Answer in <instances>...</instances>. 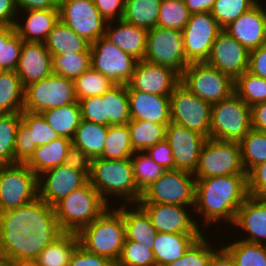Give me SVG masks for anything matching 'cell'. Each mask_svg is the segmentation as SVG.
Instances as JSON below:
<instances>
[{"mask_svg": "<svg viewBox=\"0 0 266 266\" xmlns=\"http://www.w3.org/2000/svg\"><path fill=\"white\" fill-rule=\"evenodd\" d=\"M203 234L197 239L179 259L168 263L165 266H207L211 255L219 248H213L207 237ZM208 240V241H207Z\"/></svg>", "mask_w": 266, "mask_h": 266, "instance_id": "obj_51", "label": "cell"}, {"mask_svg": "<svg viewBox=\"0 0 266 266\" xmlns=\"http://www.w3.org/2000/svg\"><path fill=\"white\" fill-rule=\"evenodd\" d=\"M251 129V107L235 92L212 105L210 139L239 142Z\"/></svg>", "mask_w": 266, "mask_h": 266, "instance_id": "obj_6", "label": "cell"}, {"mask_svg": "<svg viewBox=\"0 0 266 266\" xmlns=\"http://www.w3.org/2000/svg\"><path fill=\"white\" fill-rule=\"evenodd\" d=\"M144 60L167 66L182 75L190 64L184 53L182 31L160 26L149 29Z\"/></svg>", "mask_w": 266, "mask_h": 266, "instance_id": "obj_13", "label": "cell"}, {"mask_svg": "<svg viewBox=\"0 0 266 266\" xmlns=\"http://www.w3.org/2000/svg\"><path fill=\"white\" fill-rule=\"evenodd\" d=\"M195 183L193 173L178 169L166 170L142 192L138 204H175L194 208Z\"/></svg>", "mask_w": 266, "mask_h": 266, "instance_id": "obj_7", "label": "cell"}, {"mask_svg": "<svg viewBox=\"0 0 266 266\" xmlns=\"http://www.w3.org/2000/svg\"><path fill=\"white\" fill-rule=\"evenodd\" d=\"M207 266H236L230 254L222 247L218 248L208 260Z\"/></svg>", "mask_w": 266, "mask_h": 266, "instance_id": "obj_64", "label": "cell"}, {"mask_svg": "<svg viewBox=\"0 0 266 266\" xmlns=\"http://www.w3.org/2000/svg\"><path fill=\"white\" fill-rule=\"evenodd\" d=\"M61 234H36L29 232L28 238L18 232H0V254L8 264H32L43 251Z\"/></svg>", "mask_w": 266, "mask_h": 266, "instance_id": "obj_18", "label": "cell"}, {"mask_svg": "<svg viewBox=\"0 0 266 266\" xmlns=\"http://www.w3.org/2000/svg\"><path fill=\"white\" fill-rule=\"evenodd\" d=\"M101 96L105 100V126L124 125L131 120L127 85H114Z\"/></svg>", "mask_w": 266, "mask_h": 266, "instance_id": "obj_37", "label": "cell"}, {"mask_svg": "<svg viewBox=\"0 0 266 266\" xmlns=\"http://www.w3.org/2000/svg\"><path fill=\"white\" fill-rule=\"evenodd\" d=\"M71 145V139L58 137L46 145L37 147L25 165L39 176L49 169L63 165Z\"/></svg>", "mask_w": 266, "mask_h": 266, "instance_id": "obj_32", "label": "cell"}, {"mask_svg": "<svg viewBox=\"0 0 266 266\" xmlns=\"http://www.w3.org/2000/svg\"><path fill=\"white\" fill-rule=\"evenodd\" d=\"M8 265H9L8 262L3 257H1L0 258V266H8Z\"/></svg>", "mask_w": 266, "mask_h": 266, "instance_id": "obj_67", "label": "cell"}, {"mask_svg": "<svg viewBox=\"0 0 266 266\" xmlns=\"http://www.w3.org/2000/svg\"><path fill=\"white\" fill-rule=\"evenodd\" d=\"M76 102L74 81L52 74L25 86L23 110L41 113Z\"/></svg>", "mask_w": 266, "mask_h": 266, "instance_id": "obj_9", "label": "cell"}, {"mask_svg": "<svg viewBox=\"0 0 266 266\" xmlns=\"http://www.w3.org/2000/svg\"><path fill=\"white\" fill-rule=\"evenodd\" d=\"M49 126L59 135L72 139L79 126L82 116L79 103L44 110L40 113Z\"/></svg>", "mask_w": 266, "mask_h": 266, "instance_id": "obj_36", "label": "cell"}, {"mask_svg": "<svg viewBox=\"0 0 266 266\" xmlns=\"http://www.w3.org/2000/svg\"><path fill=\"white\" fill-rule=\"evenodd\" d=\"M130 160L135 183L141 192L146 190L166 171L144 151L134 152Z\"/></svg>", "mask_w": 266, "mask_h": 266, "instance_id": "obj_45", "label": "cell"}, {"mask_svg": "<svg viewBox=\"0 0 266 266\" xmlns=\"http://www.w3.org/2000/svg\"><path fill=\"white\" fill-rule=\"evenodd\" d=\"M249 51L266 44V9L260 1L224 28Z\"/></svg>", "mask_w": 266, "mask_h": 266, "instance_id": "obj_24", "label": "cell"}, {"mask_svg": "<svg viewBox=\"0 0 266 266\" xmlns=\"http://www.w3.org/2000/svg\"><path fill=\"white\" fill-rule=\"evenodd\" d=\"M234 92L250 107L266 102V79L245 71L235 80Z\"/></svg>", "mask_w": 266, "mask_h": 266, "instance_id": "obj_47", "label": "cell"}, {"mask_svg": "<svg viewBox=\"0 0 266 266\" xmlns=\"http://www.w3.org/2000/svg\"><path fill=\"white\" fill-rule=\"evenodd\" d=\"M79 244L77 233L63 232L47 245L32 263L33 266H68L71 255Z\"/></svg>", "mask_w": 266, "mask_h": 266, "instance_id": "obj_34", "label": "cell"}, {"mask_svg": "<svg viewBox=\"0 0 266 266\" xmlns=\"http://www.w3.org/2000/svg\"><path fill=\"white\" fill-rule=\"evenodd\" d=\"M226 175H247L239 143L206 139L200 151L195 179Z\"/></svg>", "mask_w": 266, "mask_h": 266, "instance_id": "obj_8", "label": "cell"}, {"mask_svg": "<svg viewBox=\"0 0 266 266\" xmlns=\"http://www.w3.org/2000/svg\"><path fill=\"white\" fill-rule=\"evenodd\" d=\"M38 197V176L25 164L0 166V212L23 206Z\"/></svg>", "mask_w": 266, "mask_h": 266, "instance_id": "obj_11", "label": "cell"}, {"mask_svg": "<svg viewBox=\"0 0 266 266\" xmlns=\"http://www.w3.org/2000/svg\"><path fill=\"white\" fill-rule=\"evenodd\" d=\"M53 74L74 80L91 68V53L51 55Z\"/></svg>", "mask_w": 266, "mask_h": 266, "instance_id": "obj_46", "label": "cell"}, {"mask_svg": "<svg viewBox=\"0 0 266 266\" xmlns=\"http://www.w3.org/2000/svg\"><path fill=\"white\" fill-rule=\"evenodd\" d=\"M68 266H114L109 259L87 251L80 244L71 255Z\"/></svg>", "mask_w": 266, "mask_h": 266, "instance_id": "obj_56", "label": "cell"}, {"mask_svg": "<svg viewBox=\"0 0 266 266\" xmlns=\"http://www.w3.org/2000/svg\"><path fill=\"white\" fill-rule=\"evenodd\" d=\"M130 116L133 120H147L168 125L171 122L169 96H160L131 89L127 85Z\"/></svg>", "mask_w": 266, "mask_h": 266, "instance_id": "obj_27", "label": "cell"}, {"mask_svg": "<svg viewBox=\"0 0 266 266\" xmlns=\"http://www.w3.org/2000/svg\"><path fill=\"white\" fill-rule=\"evenodd\" d=\"M107 204L88 180L54 205L56 218L63 232L78 233L105 210Z\"/></svg>", "mask_w": 266, "mask_h": 266, "instance_id": "obj_4", "label": "cell"}, {"mask_svg": "<svg viewBox=\"0 0 266 266\" xmlns=\"http://www.w3.org/2000/svg\"><path fill=\"white\" fill-rule=\"evenodd\" d=\"M171 122L210 138L212 105L201 99L182 83L169 96Z\"/></svg>", "mask_w": 266, "mask_h": 266, "instance_id": "obj_12", "label": "cell"}, {"mask_svg": "<svg viewBox=\"0 0 266 266\" xmlns=\"http://www.w3.org/2000/svg\"><path fill=\"white\" fill-rule=\"evenodd\" d=\"M222 28L210 12L193 13L182 30L184 53L190 63L208 59L212 44Z\"/></svg>", "mask_w": 266, "mask_h": 266, "instance_id": "obj_16", "label": "cell"}, {"mask_svg": "<svg viewBox=\"0 0 266 266\" xmlns=\"http://www.w3.org/2000/svg\"><path fill=\"white\" fill-rule=\"evenodd\" d=\"M216 0H185V5L191 14L211 12Z\"/></svg>", "mask_w": 266, "mask_h": 266, "instance_id": "obj_65", "label": "cell"}, {"mask_svg": "<svg viewBox=\"0 0 266 266\" xmlns=\"http://www.w3.org/2000/svg\"><path fill=\"white\" fill-rule=\"evenodd\" d=\"M58 8L60 21L88 42L105 36L108 22L93 0H59Z\"/></svg>", "mask_w": 266, "mask_h": 266, "instance_id": "obj_15", "label": "cell"}, {"mask_svg": "<svg viewBox=\"0 0 266 266\" xmlns=\"http://www.w3.org/2000/svg\"><path fill=\"white\" fill-rule=\"evenodd\" d=\"M67 167L83 172L88 178L91 174L92 159L81 149L71 145L65 158Z\"/></svg>", "mask_w": 266, "mask_h": 266, "instance_id": "obj_58", "label": "cell"}, {"mask_svg": "<svg viewBox=\"0 0 266 266\" xmlns=\"http://www.w3.org/2000/svg\"><path fill=\"white\" fill-rule=\"evenodd\" d=\"M24 91L16 71L0 72V114L23 111Z\"/></svg>", "mask_w": 266, "mask_h": 266, "instance_id": "obj_40", "label": "cell"}, {"mask_svg": "<svg viewBox=\"0 0 266 266\" xmlns=\"http://www.w3.org/2000/svg\"><path fill=\"white\" fill-rule=\"evenodd\" d=\"M25 21L15 22V31L23 41L44 42L57 24L59 9L25 10ZM24 24V26H23Z\"/></svg>", "mask_w": 266, "mask_h": 266, "instance_id": "obj_30", "label": "cell"}, {"mask_svg": "<svg viewBox=\"0 0 266 266\" xmlns=\"http://www.w3.org/2000/svg\"><path fill=\"white\" fill-rule=\"evenodd\" d=\"M8 266H30V264H28V265H11V264H9Z\"/></svg>", "mask_w": 266, "mask_h": 266, "instance_id": "obj_68", "label": "cell"}, {"mask_svg": "<svg viewBox=\"0 0 266 266\" xmlns=\"http://www.w3.org/2000/svg\"><path fill=\"white\" fill-rule=\"evenodd\" d=\"M89 181L108 204V197L122 198L125 204H138L142 192L137 188L130 158L123 160L92 159ZM112 195V196H111Z\"/></svg>", "mask_w": 266, "mask_h": 266, "instance_id": "obj_2", "label": "cell"}, {"mask_svg": "<svg viewBox=\"0 0 266 266\" xmlns=\"http://www.w3.org/2000/svg\"><path fill=\"white\" fill-rule=\"evenodd\" d=\"M180 83L181 75L172 68L141 60L127 85L133 90L170 96Z\"/></svg>", "mask_w": 266, "mask_h": 266, "instance_id": "obj_20", "label": "cell"}, {"mask_svg": "<svg viewBox=\"0 0 266 266\" xmlns=\"http://www.w3.org/2000/svg\"><path fill=\"white\" fill-rule=\"evenodd\" d=\"M248 196L247 175L196 179L195 205L191 212H197L200 217L202 215V227L205 228L212 222L229 221L234 224L238 209Z\"/></svg>", "mask_w": 266, "mask_h": 266, "instance_id": "obj_1", "label": "cell"}, {"mask_svg": "<svg viewBox=\"0 0 266 266\" xmlns=\"http://www.w3.org/2000/svg\"><path fill=\"white\" fill-rule=\"evenodd\" d=\"M108 126L97 124L87 120H81L73 138L72 145L81 148L91 159L102 155Z\"/></svg>", "mask_w": 266, "mask_h": 266, "instance_id": "obj_35", "label": "cell"}, {"mask_svg": "<svg viewBox=\"0 0 266 266\" xmlns=\"http://www.w3.org/2000/svg\"><path fill=\"white\" fill-rule=\"evenodd\" d=\"M139 205L149 215L157 232L203 234L200 228L202 224L198 223L196 218H192L190 212H187L191 206L158 203Z\"/></svg>", "mask_w": 266, "mask_h": 266, "instance_id": "obj_21", "label": "cell"}, {"mask_svg": "<svg viewBox=\"0 0 266 266\" xmlns=\"http://www.w3.org/2000/svg\"><path fill=\"white\" fill-rule=\"evenodd\" d=\"M21 112L0 114V166L14 164L15 139Z\"/></svg>", "mask_w": 266, "mask_h": 266, "instance_id": "obj_44", "label": "cell"}, {"mask_svg": "<svg viewBox=\"0 0 266 266\" xmlns=\"http://www.w3.org/2000/svg\"><path fill=\"white\" fill-rule=\"evenodd\" d=\"M166 141L173 153L175 169L194 174L206 138L195 131L170 122L166 128Z\"/></svg>", "mask_w": 266, "mask_h": 266, "instance_id": "obj_22", "label": "cell"}, {"mask_svg": "<svg viewBox=\"0 0 266 266\" xmlns=\"http://www.w3.org/2000/svg\"><path fill=\"white\" fill-rule=\"evenodd\" d=\"M28 238L36 234H62L54 206L48 205L39 196L15 209L0 212V232H18Z\"/></svg>", "mask_w": 266, "mask_h": 266, "instance_id": "obj_5", "label": "cell"}, {"mask_svg": "<svg viewBox=\"0 0 266 266\" xmlns=\"http://www.w3.org/2000/svg\"><path fill=\"white\" fill-rule=\"evenodd\" d=\"M15 71L24 87L52 75V56L44 42L23 41Z\"/></svg>", "mask_w": 266, "mask_h": 266, "instance_id": "obj_25", "label": "cell"}, {"mask_svg": "<svg viewBox=\"0 0 266 266\" xmlns=\"http://www.w3.org/2000/svg\"><path fill=\"white\" fill-rule=\"evenodd\" d=\"M236 266H266V246L241 239L222 246Z\"/></svg>", "mask_w": 266, "mask_h": 266, "instance_id": "obj_43", "label": "cell"}, {"mask_svg": "<svg viewBox=\"0 0 266 266\" xmlns=\"http://www.w3.org/2000/svg\"><path fill=\"white\" fill-rule=\"evenodd\" d=\"M125 204L116 208L122 215L125 224L126 239L143 245H149L151 249L157 235V230L153 227L151 218L146 211L139 205ZM128 206V209H127ZM134 207V209H133Z\"/></svg>", "mask_w": 266, "mask_h": 266, "instance_id": "obj_29", "label": "cell"}, {"mask_svg": "<svg viewBox=\"0 0 266 266\" xmlns=\"http://www.w3.org/2000/svg\"><path fill=\"white\" fill-rule=\"evenodd\" d=\"M127 126L130 131L131 145L135 152L145 151L147 148L166 140L167 125L131 119Z\"/></svg>", "mask_w": 266, "mask_h": 266, "instance_id": "obj_38", "label": "cell"}, {"mask_svg": "<svg viewBox=\"0 0 266 266\" xmlns=\"http://www.w3.org/2000/svg\"><path fill=\"white\" fill-rule=\"evenodd\" d=\"M117 264L121 266H156V261L149 245L125 240Z\"/></svg>", "mask_w": 266, "mask_h": 266, "instance_id": "obj_52", "label": "cell"}, {"mask_svg": "<svg viewBox=\"0 0 266 266\" xmlns=\"http://www.w3.org/2000/svg\"><path fill=\"white\" fill-rule=\"evenodd\" d=\"M144 152L165 170L175 169L173 153L166 140L147 148Z\"/></svg>", "mask_w": 266, "mask_h": 266, "instance_id": "obj_57", "label": "cell"}, {"mask_svg": "<svg viewBox=\"0 0 266 266\" xmlns=\"http://www.w3.org/2000/svg\"><path fill=\"white\" fill-rule=\"evenodd\" d=\"M91 67L115 85H127L138 62L130 54L116 47L105 36L90 45Z\"/></svg>", "mask_w": 266, "mask_h": 266, "instance_id": "obj_14", "label": "cell"}, {"mask_svg": "<svg viewBox=\"0 0 266 266\" xmlns=\"http://www.w3.org/2000/svg\"><path fill=\"white\" fill-rule=\"evenodd\" d=\"M202 235L157 232L152 248L156 266H165L182 257Z\"/></svg>", "mask_w": 266, "mask_h": 266, "instance_id": "obj_31", "label": "cell"}, {"mask_svg": "<svg viewBox=\"0 0 266 266\" xmlns=\"http://www.w3.org/2000/svg\"><path fill=\"white\" fill-rule=\"evenodd\" d=\"M190 15L184 1L162 0L157 26L182 31Z\"/></svg>", "mask_w": 266, "mask_h": 266, "instance_id": "obj_49", "label": "cell"}, {"mask_svg": "<svg viewBox=\"0 0 266 266\" xmlns=\"http://www.w3.org/2000/svg\"><path fill=\"white\" fill-rule=\"evenodd\" d=\"M181 83L211 105L229 98L235 81L219 70L202 63H190L181 75Z\"/></svg>", "mask_w": 266, "mask_h": 266, "instance_id": "obj_10", "label": "cell"}, {"mask_svg": "<svg viewBox=\"0 0 266 266\" xmlns=\"http://www.w3.org/2000/svg\"><path fill=\"white\" fill-rule=\"evenodd\" d=\"M22 46L23 40L16 31L7 40H0V67L3 71L16 70Z\"/></svg>", "mask_w": 266, "mask_h": 266, "instance_id": "obj_53", "label": "cell"}, {"mask_svg": "<svg viewBox=\"0 0 266 266\" xmlns=\"http://www.w3.org/2000/svg\"><path fill=\"white\" fill-rule=\"evenodd\" d=\"M14 32V26L0 25V40H7Z\"/></svg>", "mask_w": 266, "mask_h": 266, "instance_id": "obj_66", "label": "cell"}, {"mask_svg": "<svg viewBox=\"0 0 266 266\" xmlns=\"http://www.w3.org/2000/svg\"><path fill=\"white\" fill-rule=\"evenodd\" d=\"M248 71L266 79V44L250 51Z\"/></svg>", "mask_w": 266, "mask_h": 266, "instance_id": "obj_60", "label": "cell"}, {"mask_svg": "<svg viewBox=\"0 0 266 266\" xmlns=\"http://www.w3.org/2000/svg\"><path fill=\"white\" fill-rule=\"evenodd\" d=\"M242 163L248 174L255 166L266 162V133L251 129L239 142Z\"/></svg>", "mask_w": 266, "mask_h": 266, "instance_id": "obj_42", "label": "cell"}, {"mask_svg": "<svg viewBox=\"0 0 266 266\" xmlns=\"http://www.w3.org/2000/svg\"><path fill=\"white\" fill-rule=\"evenodd\" d=\"M233 225L242 229L241 233H248L239 239L266 246V198L249 195L239 207Z\"/></svg>", "mask_w": 266, "mask_h": 266, "instance_id": "obj_26", "label": "cell"}, {"mask_svg": "<svg viewBox=\"0 0 266 266\" xmlns=\"http://www.w3.org/2000/svg\"><path fill=\"white\" fill-rule=\"evenodd\" d=\"M248 194L257 198H266V162L255 166L247 174Z\"/></svg>", "mask_w": 266, "mask_h": 266, "instance_id": "obj_55", "label": "cell"}, {"mask_svg": "<svg viewBox=\"0 0 266 266\" xmlns=\"http://www.w3.org/2000/svg\"><path fill=\"white\" fill-rule=\"evenodd\" d=\"M88 180L89 178L83 172L63 164L38 176V196L48 205L54 206Z\"/></svg>", "mask_w": 266, "mask_h": 266, "instance_id": "obj_23", "label": "cell"}, {"mask_svg": "<svg viewBox=\"0 0 266 266\" xmlns=\"http://www.w3.org/2000/svg\"><path fill=\"white\" fill-rule=\"evenodd\" d=\"M250 51L222 29L212 44L206 64L234 81L248 71Z\"/></svg>", "mask_w": 266, "mask_h": 266, "instance_id": "obj_19", "label": "cell"}, {"mask_svg": "<svg viewBox=\"0 0 266 266\" xmlns=\"http://www.w3.org/2000/svg\"><path fill=\"white\" fill-rule=\"evenodd\" d=\"M257 2L258 0H216L210 13L224 29Z\"/></svg>", "mask_w": 266, "mask_h": 266, "instance_id": "obj_50", "label": "cell"}, {"mask_svg": "<svg viewBox=\"0 0 266 266\" xmlns=\"http://www.w3.org/2000/svg\"><path fill=\"white\" fill-rule=\"evenodd\" d=\"M58 137L40 113L21 111V121L15 139L14 164H25L37 147Z\"/></svg>", "mask_w": 266, "mask_h": 266, "instance_id": "obj_17", "label": "cell"}, {"mask_svg": "<svg viewBox=\"0 0 266 266\" xmlns=\"http://www.w3.org/2000/svg\"><path fill=\"white\" fill-rule=\"evenodd\" d=\"M59 0H15L18 13L21 9L25 10H42V9H59Z\"/></svg>", "mask_w": 266, "mask_h": 266, "instance_id": "obj_61", "label": "cell"}, {"mask_svg": "<svg viewBox=\"0 0 266 266\" xmlns=\"http://www.w3.org/2000/svg\"><path fill=\"white\" fill-rule=\"evenodd\" d=\"M134 152L127 124L108 126L105 148L99 158L123 160L130 158Z\"/></svg>", "mask_w": 266, "mask_h": 266, "instance_id": "obj_41", "label": "cell"}, {"mask_svg": "<svg viewBox=\"0 0 266 266\" xmlns=\"http://www.w3.org/2000/svg\"><path fill=\"white\" fill-rule=\"evenodd\" d=\"M82 120L105 126V100L102 96L87 97L78 101Z\"/></svg>", "mask_w": 266, "mask_h": 266, "instance_id": "obj_54", "label": "cell"}, {"mask_svg": "<svg viewBox=\"0 0 266 266\" xmlns=\"http://www.w3.org/2000/svg\"><path fill=\"white\" fill-rule=\"evenodd\" d=\"M73 81L78 101L87 97L101 96L115 85L92 67Z\"/></svg>", "mask_w": 266, "mask_h": 266, "instance_id": "obj_48", "label": "cell"}, {"mask_svg": "<svg viewBox=\"0 0 266 266\" xmlns=\"http://www.w3.org/2000/svg\"><path fill=\"white\" fill-rule=\"evenodd\" d=\"M116 21V26L112 23L113 21L107 23L105 37L138 61L144 60L148 30L127 23L122 19Z\"/></svg>", "mask_w": 266, "mask_h": 266, "instance_id": "obj_28", "label": "cell"}, {"mask_svg": "<svg viewBox=\"0 0 266 266\" xmlns=\"http://www.w3.org/2000/svg\"><path fill=\"white\" fill-rule=\"evenodd\" d=\"M18 14L15 0H0V25L15 26Z\"/></svg>", "mask_w": 266, "mask_h": 266, "instance_id": "obj_62", "label": "cell"}, {"mask_svg": "<svg viewBox=\"0 0 266 266\" xmlns=\"http://www.w3.org/2000/svg\"><path fill=\"white\" fill-rule=\"evenodd\" d=\"M93 2L107 22L122 18L125 0H93Z\"/></svg>", "mask_w": 266, "mask_h": 266, "instance_id": "obj_59", "label": "cell"}, {"mask_svg": "<svg viewBox=\"0 0 266 266\" xmlns=\"http://www.w3.org/2000/svg\"><path fill=\"white\" fill-rule=\"evenodd\" d=\"M162 0H125L122 20L144 29L157 26Z\"/></svg>", "mask_w": 266, "mask_h": 266, "instance_id": "obj_39", "label": "cell"}, {"mask_svg": "<svg viewBox=\"0 0 266 266\" xmlns=\"http://www.w3.org/2000/svg\"><path fill=\"white\" fill-rule=\"evenodd\" d=\"M44 44L51 55L91 53V43L60 20L49 32Z\"/></svg>", "mask_w": 266, "mask_h": 266, "instance_id": "obj_33", "label": "cell"}, {"mask_svg": "<svg viewBox=\"0 0 266 266\" xmlns=\"http://www.w3.org/2000/svg\"><path fill=\"white\" fill-rule=\"evenodd\" d=\"M79 244L87 251L116 264L126 239L123 215L116 208H108L78 233Z\"/></svg>", "mask_w": 266, "mask_h": 266, "instance_id": "obj_3", "label": "cell"}, {"mask_svg": "<svg viewBox=\"0 0 266 266\" xmlns=\"http://www.w3.org/2000/svg\"><path fill=\"white\" fill-rule=\"evenodd\" d=\"M251 127L266 133V102L251 107Z\"/></svg>", "mask_w": 266, "mask_h": 266, "instance_id": "obj_63", "label": "cell"}]
</instances>
